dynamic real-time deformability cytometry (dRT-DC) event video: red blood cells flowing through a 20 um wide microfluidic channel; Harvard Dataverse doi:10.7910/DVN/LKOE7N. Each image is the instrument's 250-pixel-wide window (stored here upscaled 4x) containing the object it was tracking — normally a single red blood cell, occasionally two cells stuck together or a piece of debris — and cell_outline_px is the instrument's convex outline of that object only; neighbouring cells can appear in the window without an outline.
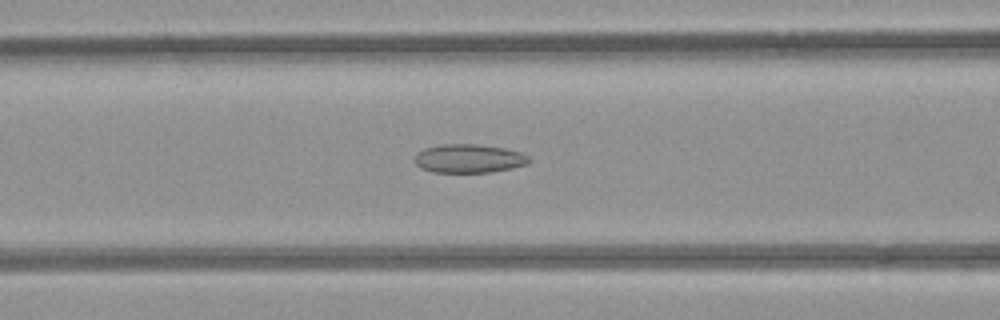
{"species": "common noctule bat (a hibernating species)", "species_latin": "Nyctalus noctula", "temperature_condition": "room temperature", "stored_images_in_passage": 52, "camera_frame_rate_fps": 3000, "um_per_image_px": 0.085, "animal": {"sex": "female", "body_mass_g": 21.9}, "frame": {"image": 1, "passage_image": 21, "time_ms": 6.667, "image_size_px": [1000, 320], "cell_outline_px": [[532, 160], [528, 164], [512, 168], [492, 172], [432, 172], [420, 168], [412, 160], [416, 152], [424, 148], [444, 144], [476, 144], [504, 148], [520, 152], [528, 156]], "centroid_in_image_um": [39.83, 13.48], "position_along_channel_um": 126.8, "area_um2": 19.31}}
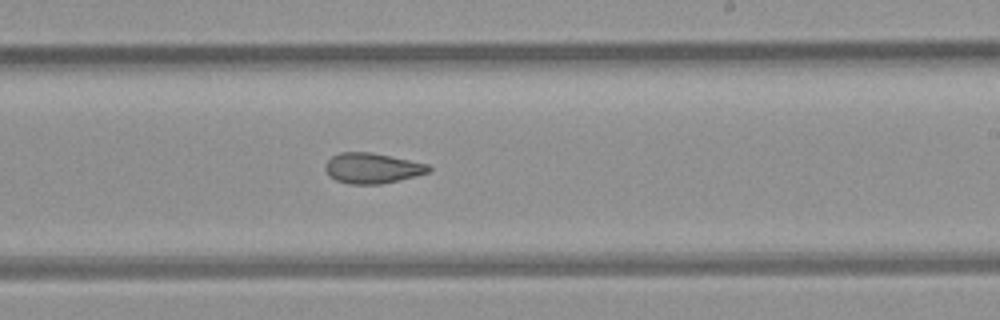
{"frame": {"image": 2, "passage_image": 31, "time_ms": 10.0, "image_size_px": [1000, 320], "cell_outline_px": [[432, 168], [428, 172], [416, 176], [400, 180], [380, 184], [348, 184], [336, 180], [328, 176], [324, 168], [324, 164], [332, 156], [340, 152], [368, 152], [428, 164]], "centroid_in_image_um": [31.59, 14.3], "position_along_channel_um": 257.4, "area_um2": 18.26}}
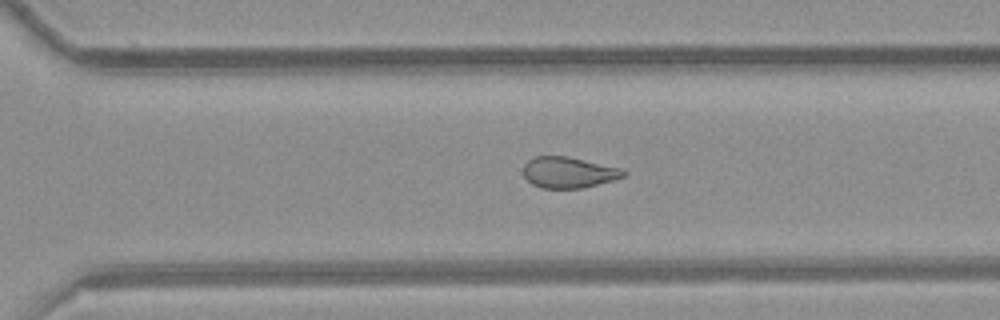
{"frame": {"image": 3, "passage_image": 36, "time_ms": 11.667, "image_size_px": [1000, 320], "cell_outline_px": [[628, 172], [624, 176], [612, 180], [584, 188], [540, 188], [532, 184], [524, 176], [524, 164], [528, 160], [536, 156], [568, 156], [620, 168]], "centroid_in_image_um": [48.32, 14.65], "position_along_channel_um": 322.3, "area_um2": 18.03}, "authors_computed_cell_mechanics": {"area_um2": 19.9121, "velocity_mm_per_s": 3.9209, "shape_relaxation_time_tau1_ms": null, "shape_relaxation_time_tau2_ms": 4.145, "deformation_change_tau1": null, "deformation_change_tau2": 0.1164}}